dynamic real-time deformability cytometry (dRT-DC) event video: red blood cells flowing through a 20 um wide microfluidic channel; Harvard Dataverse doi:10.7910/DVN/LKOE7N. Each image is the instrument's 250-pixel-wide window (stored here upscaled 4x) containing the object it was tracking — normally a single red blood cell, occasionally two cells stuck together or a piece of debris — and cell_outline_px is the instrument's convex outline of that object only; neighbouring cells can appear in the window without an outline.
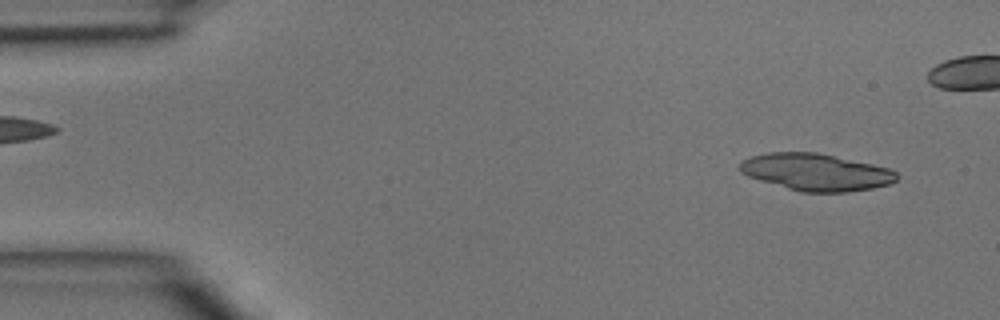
{"species": "common noctule bat (a hibernating species)", "species_latin": "Nyctalus noctula", "temperature_condition": "room temperature", "stored_images_in_passage": 8, "camera_frame_rate_fps": 3000, "um_per_image_px": 0.085, "animal": {"sex": "male", "body_mass_g": 15.6}, "frame": {"image": 1, "passage_image": 2, "time_ms": 0.333, "image_size_px": [1000, 320], "cell_outline_px": [[900, 176], [892, 184], [872, 188], [848, 192], [800, 192], [760, 180], [748, 176], [740, 172], [740, 160], [752, 156], [768, 152], [816, 152], [872, 164], [888, 168], [896, 172]], "centroid_in_image_um": [69.37, 14.63], "position_along_channel_um": 15.6, "area_um2": 33.87}}